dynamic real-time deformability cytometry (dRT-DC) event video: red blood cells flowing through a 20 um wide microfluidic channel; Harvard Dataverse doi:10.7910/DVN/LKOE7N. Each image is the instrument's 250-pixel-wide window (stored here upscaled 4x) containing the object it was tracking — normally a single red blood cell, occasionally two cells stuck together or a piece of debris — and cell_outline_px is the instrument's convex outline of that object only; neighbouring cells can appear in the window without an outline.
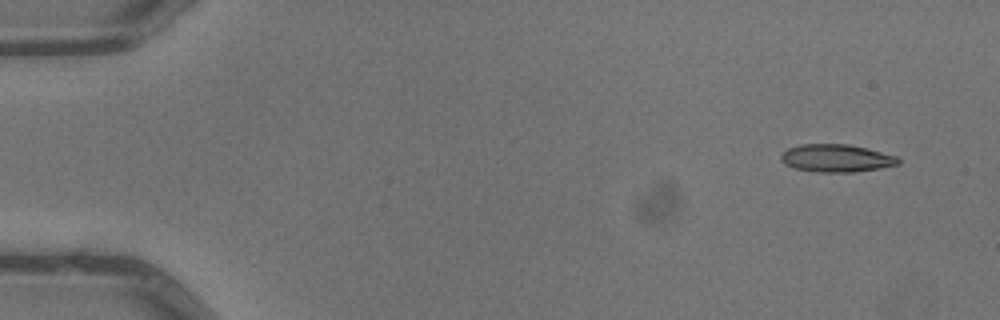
{"species": "common noctule bat (a hibernating species)", "species_latin": "Nyctalus noctula", "temperature_condition": "warm", "stored_images_in_passage": 5, "camera_frame_rate_fps": 3000, "um_per_image_px": 0.085, "animal": {"sex": "male", "body_mass_g": 13.3}, "frame": {"image": 1, "passage_image": 1, "time_ms": 0.0, "image_size_px": [1000, 320], "cell_outline_px": [[900, 164], [880, 168], [856, 172], [816, 172], [792, 168], [784, 164], [780, 160], [780, 156], [788, 148], [800, 144], [848, 144], [896, 156], [900, 160]], "centroid_in_image_um": [71.05, 13.46], "position_along_channel_um": 14.0, "area_um2": 18.96}}
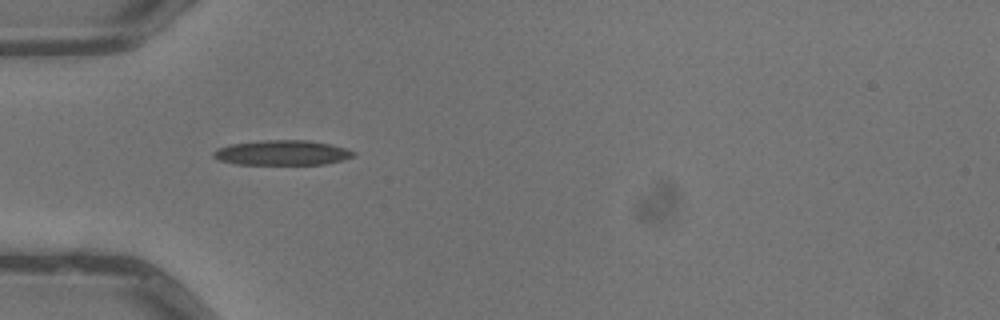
{"frame": {"image": 2, "passage_image": 4, "time_ms": 1.0, "image_size_px": [1000, 320], "cell_outline_px": [[356, 156], [344, 160], [324, 164], [236, 164], [220, 160], [212, 156], [212, 152], [216, 148], [232, 144], [264, 140], [308, 140], [332, 144], [356, 152]], "centroid_in_image_um": [24.01, 12.98], "position_along_channel_um": 61.0, "area_um2": 20.4}}
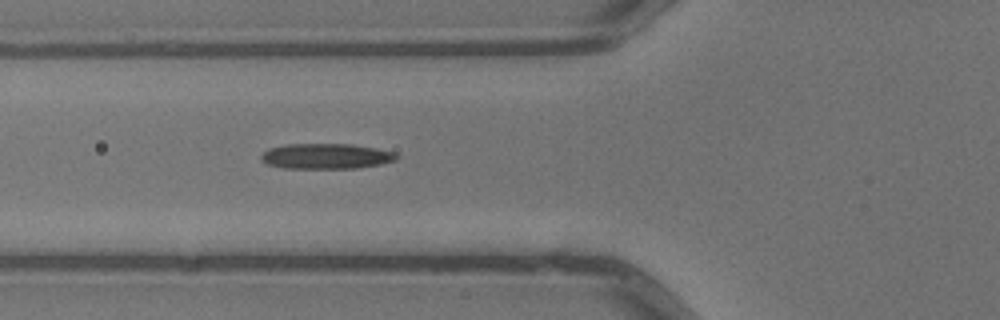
{"frame": {"image": 3, "passage_image": 5, "time_ms": 1.333, "image_size_px": [1000, 320], "cell_outline_px": [[400, 156], [396, 160], [380, 164], [356, 168], [284, 168], [268, 164], [260, 160], [260, 156], [268, 148], [284, 144], [352, 144], [376, 148], [396, 152]], "centroid_in_image_um": [27.72, 13.27], "position_along_channel_um": 98.1, "area_um2": 20.17}}